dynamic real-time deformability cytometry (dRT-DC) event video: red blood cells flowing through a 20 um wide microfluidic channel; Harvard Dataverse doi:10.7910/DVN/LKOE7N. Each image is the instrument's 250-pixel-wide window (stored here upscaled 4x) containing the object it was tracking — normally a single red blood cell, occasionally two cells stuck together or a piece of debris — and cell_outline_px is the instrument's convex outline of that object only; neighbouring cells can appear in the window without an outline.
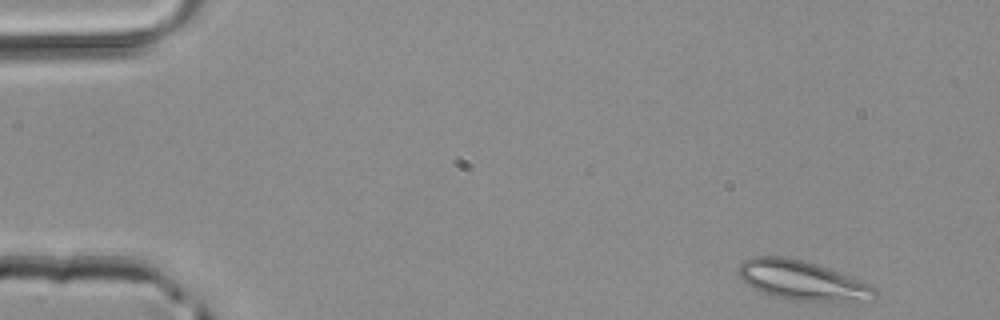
{"species": "common noctule bat (a hibernating species)", "species_latin": "Nyctalus noctula", "temperature_condition": "room temperature", "stored_images_in_passage": 41, "camera_frame_rate_fps": 3000, "um_per_image_px": 0.085, "animal": {"sex": "male", "body_mass_g": 20.4}, "frame": {"image": 1, "passage_image": 1, "time_ms": 0.0, "image_size_px": [1000, 320], "cell_outline_px": [[876, 296], [872, 300], [792, 300], [772, 296], [760, 292], [752, 288], [740, 276], [740, 264], [744, 260], [752, 256], [784, 256], [804, 260], [828, 268], [872, 284], [876, 288]], "centroid_in_image_um": [68.19, 23.82], "position_along_channel_um": 16.8, "area_um2": 31.04}}
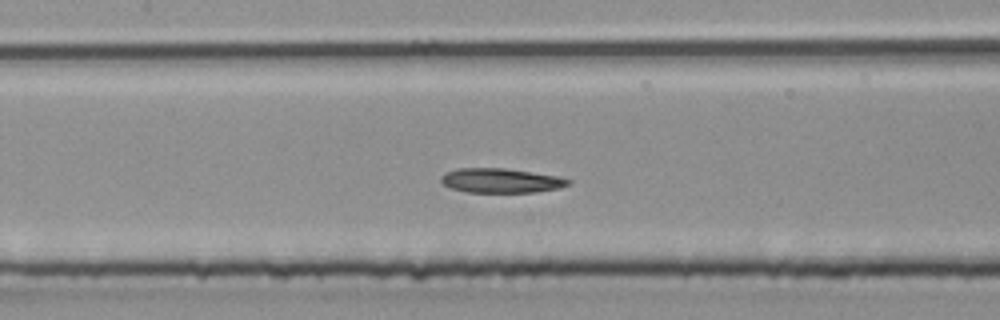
{"frame": {"image": 2, "passage_image": 19, "time_ms": 6.0, "image_size_px": [1000, 320], "cell_outline_px": [[572, 180], [568, 184], [560, 188], [536, 192], [464, 192], [452, 188], [444, 184], [440, 180], [440, 176], [444, 172], [456, 168], [504, 168], [556, 176]], "centroid_in_image_um": [42.53, 15.35], "position_along_channel_um": 164.9, "area_um2": 18.09}}
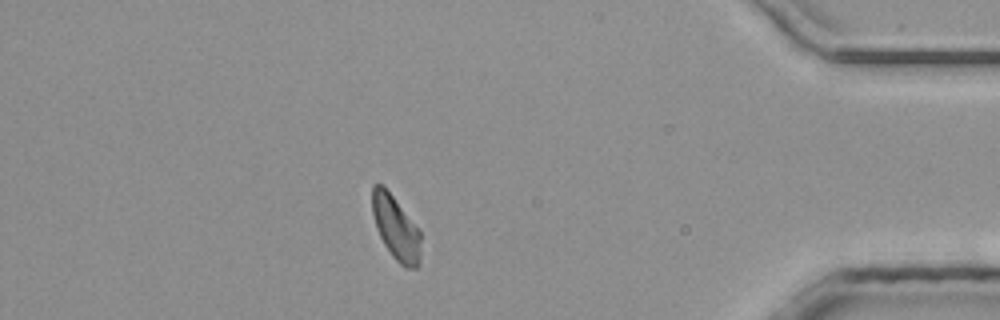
{"frame": {"image": 3, "passage_image": 38, "time_ms": 12.333, "image_size_px": [1000, 320], "cell_outline_px": [[420, 264], [416, 268], [404, 268], [392, 256], [384, 244], [376, 228], [372, 212], [372, 184], [380, 184], [392, 196], [420, 232]], "centroid_in_image_um": [33.64, 19.42], "position_along_channel_um": 401.6, "area_um2": 17.69}}